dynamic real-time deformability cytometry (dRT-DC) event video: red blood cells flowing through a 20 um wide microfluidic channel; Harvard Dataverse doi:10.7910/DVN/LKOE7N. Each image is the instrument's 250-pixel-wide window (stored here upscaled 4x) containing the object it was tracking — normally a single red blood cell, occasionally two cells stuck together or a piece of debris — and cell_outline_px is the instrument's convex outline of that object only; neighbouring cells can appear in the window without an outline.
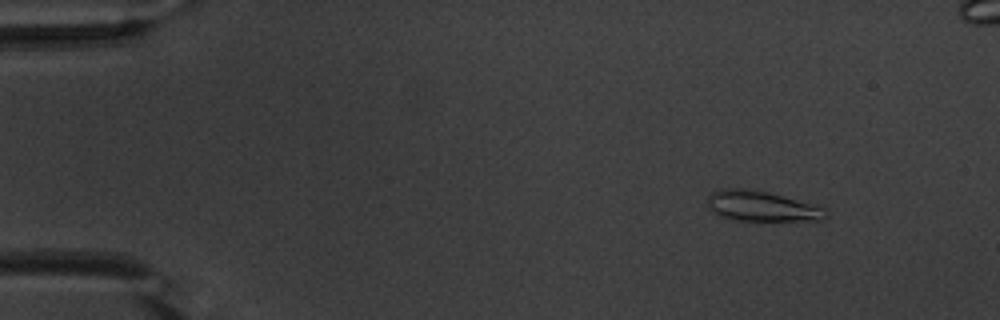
{"species": "common noctule bat (a hibernating species)", "species_latin": "Nyctalus noctula", "temperature_condition": "warm", "stored_images_in_passage": 55, "camera_frame_rate_fps": 3000, "um_per_image_px": 0.085, "animal": {"sex": "male", "body_mass_g": 20.1, "forearm_length_mm": 53.5}, "frame": {"image": 1, "passage_image": 7, "time_ms": 2.0, "image_size_px": [1000, 320], "cell_outline_px": [[828, 216], [824, 220], [728, 220], [712, 212], [708, 208], [708, 196], [712, 192], [720, 188], [740, 188], [768, 192], [824, 208], [828, 212]], "centroid_in_image_um": [64.68, 17.53], "position_along_channel_um": 20.3, "area_um2": 20.75}}
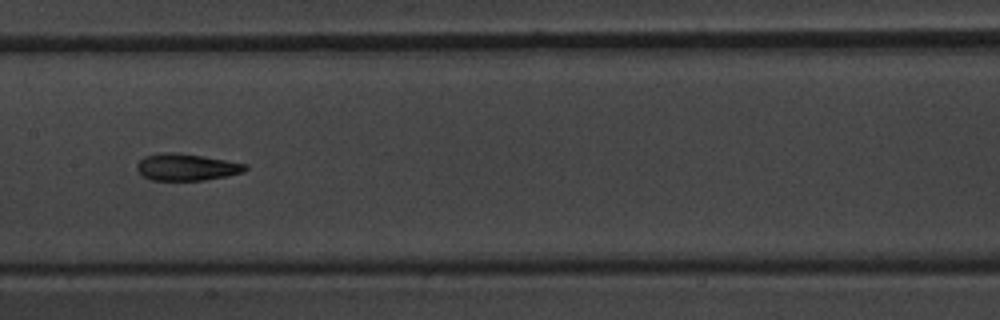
{"frame": {"image": 2, "passage_image": 28, "time_ms": 9.0, "image_size_px": [1000, 320], "cell_outline_px": [[248, 168], [244, 172], [204, 180], [152, 180], [144, 176], [136, 168], [136, 164], [144, 156], [160, 152], [180, 152], [248, 164]], "centroid_in_image_um": [15.85, 14.19], "position_along_channel_um": 191.6, "area_um2": 16.99}}
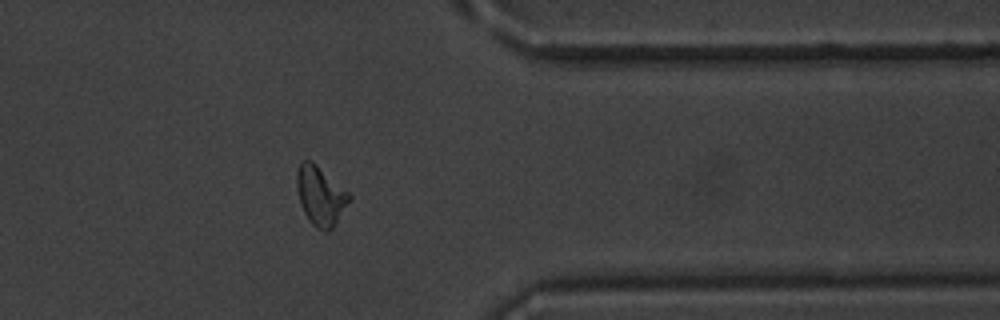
{"frame": {"image": 3, "passage_image": 44, "time_ms": 14.333, "image_size_px": [1000, 320], "cell_outline_px": [[352, 196], [332, 228], [328, 232], [324, 232], [316, 228], [308, 220], [300, 204], [296, 188], [296, 172], [300, 164], [304, 160], [312, 160], [348, 192]], "centroid_in_image_um": [27.21, 16.64], "position_along_channel_um": 384.2, "area_um2": 17.98}, "authors_computed_cell_mechanics": {"area_um2": 17.5134, "velocity_mm_per_s": 3.8091, "shape_relaxation_time_tau1_ms": 6.4731, "shape_relaxation_time_tau2_ms": 2.3727, "deformation_change_tau1": 0.1786, "deformation_change_tau2": 0.107}}